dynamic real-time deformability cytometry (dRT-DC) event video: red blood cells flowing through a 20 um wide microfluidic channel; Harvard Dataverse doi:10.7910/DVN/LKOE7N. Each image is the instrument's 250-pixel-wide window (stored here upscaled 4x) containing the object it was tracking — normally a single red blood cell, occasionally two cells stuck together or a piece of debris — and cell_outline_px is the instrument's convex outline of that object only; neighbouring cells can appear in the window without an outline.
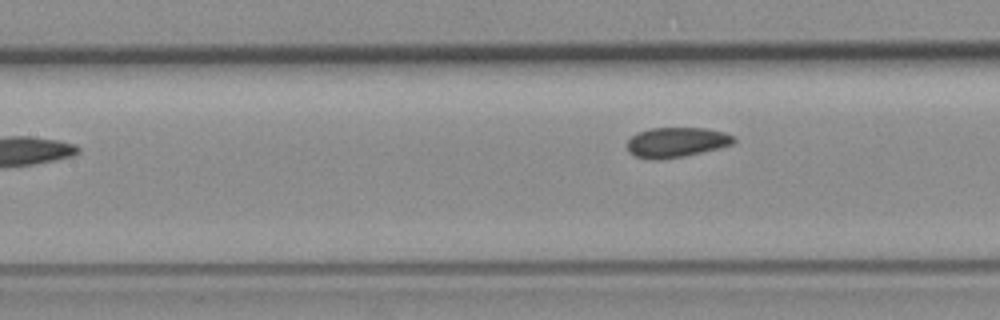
{"species": "common noctule bat (a hibernating species)", "species_latin": "Nyctalus noctula", "temperature_condition": "room temperature", "stored_images_in_passage": 4, "camera_frame_rate_fps": 3000, "um_per_image_px": 0.085, "animal": {"sex": "female", "body_mass_g": 19.3, "forearm_length_mm": 54.1}, "frame": {"image": 1, "passage_image": 4, "time_ms": 1.0, "image_size_px": [1000, 320], "cell_outline_px": [[736, 140], [732, 144], [720, 148], [684, 156], [660, 160], [656, 160], [636, 156], [628, 152], [628, 140], [636, 132], [648, 128], [704, 128], [724, 132], [736, 136]], "centroid_in_image_um": [57.5, 12.09], "position_along_channel_um": 149.9, "area_um2": 18.73}}